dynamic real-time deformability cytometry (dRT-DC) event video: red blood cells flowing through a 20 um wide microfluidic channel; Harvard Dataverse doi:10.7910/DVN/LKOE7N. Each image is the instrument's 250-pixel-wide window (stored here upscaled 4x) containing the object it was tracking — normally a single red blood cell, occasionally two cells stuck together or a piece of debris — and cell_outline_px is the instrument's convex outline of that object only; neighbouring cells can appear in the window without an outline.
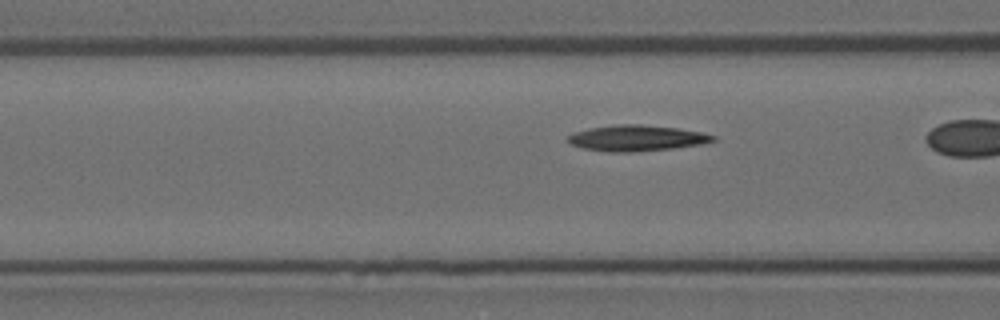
{"species": "Egyptian fruit bat (a non-hibernating species)", "species_latin": "Rousettus aegyptiacus", "temperature_condition": "room temperature", "stored_images_in_passage": 20, "camera_frame_rate_fps": 3000, "um_per_image_px": 0.085, "animal": {"sex": "female"}, "frame": {"image": 1, "passage_image": 19, "time_ms": 6.0, "image_size_px": [1000, 320], "cell_outline_px": [[716, 140], [700, 144], [672, 148], [632, 152], [608, 152], [584, 148], [572, 144], [564, 140], [572, 132], [588, 128], [620, 124], [640, 124], [676, 128], [700, 132], [716, 136]], "centroid_in_image_um": [54.06, 11.73], "position_along_channel_um": 112.5, "area_um2": 21.79}}